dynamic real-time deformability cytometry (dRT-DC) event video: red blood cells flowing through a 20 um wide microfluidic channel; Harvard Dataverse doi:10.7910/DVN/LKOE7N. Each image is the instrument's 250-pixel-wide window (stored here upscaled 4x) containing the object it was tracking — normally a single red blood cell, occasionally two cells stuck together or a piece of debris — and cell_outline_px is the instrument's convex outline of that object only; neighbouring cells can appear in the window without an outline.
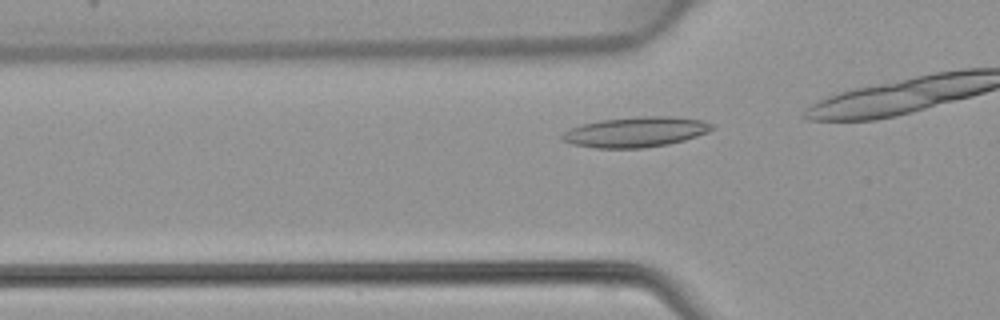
{"species": "common noctule bat (a hibernating species)", "species_latin": "Nyctalus noctula", "temperature_condition": "warm", "stored_images_in_passage": 12, "camera_frame_rate_fps": 3000, "um_per_image_px": 0.085, "animal": {"sex": "female", "body_mass_g": 22.7, "forearm_length_mm": 54.2}, "frame": {"image": 1, "passage_image": 7, "time_ms": 2.0, "image_size_px": [1000, 320], "cell_outline_px": [[716, 128], [708, 132], [684, 140], [668, 144], [644, 148], [596, 148], [572, 144], [560, 140], [560, 136], [564, 132], [580, 124], [600, 120], [640, 116], [668, 116], [700, 120], [716, 124]], "centroid_in_image_um": [54.03, 11.22], "position_along_channel_um": 71.8, "area_um2": 26.53}}